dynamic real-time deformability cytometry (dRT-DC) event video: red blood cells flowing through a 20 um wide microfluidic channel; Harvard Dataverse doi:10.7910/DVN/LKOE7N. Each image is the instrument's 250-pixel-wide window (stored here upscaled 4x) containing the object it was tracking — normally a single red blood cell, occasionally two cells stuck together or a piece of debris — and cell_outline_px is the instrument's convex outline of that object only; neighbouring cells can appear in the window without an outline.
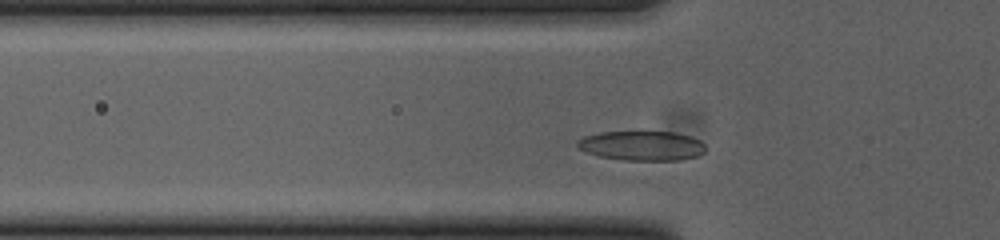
{"species": "common noctule bat (a hibernating species)", "species_latin": "Nyctalus noctula", "temperature_condition": "cold", "stored_images_in_passage": 34, "camera_frame_rate_fps": 3000, "um_per_image_px": 0.085, "animal": {"sex": "female", "body_mass_g": 23.0, "forearm_length_mm": 53.4}, "frame": {"image": 1, "passage_image": 7, "time_ms": 2.0, "image_size_px": [1000, 240], "cell_outline_px": [[704, 152], [696, 156], [680, 160], [624, 160], [600, 156], [576, 148], [576, 140], [584, 136], [600, 132], [676, 132], [700, 140], [704, 144]], "centroid_in_image_um": [54.52, 12.38], "position_along_channel_um": 71.3, "area_um2": 22.02}}
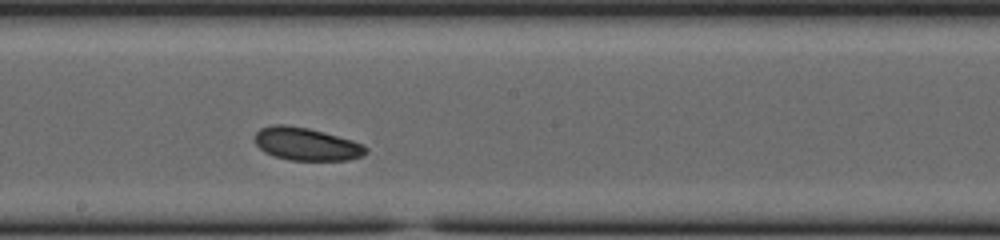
{"frame": {"image": 2, "passage_image": 19, "time_ms": 6.0, "image_size_px": [1000, 240], "cell_outline_px": [[368, 152], [364, 156], [348, 160], [288, 160], [264, 152], [256, 144], [256, 132], [260, 128], [272, 124], [284, 124], [308, 128], [352, 140], [364, 144], [368, 148]], "centroid_in_image_um": [26.07, 12.25], "position_along_channel_um": 222.1, "area_um2": 21.27}}
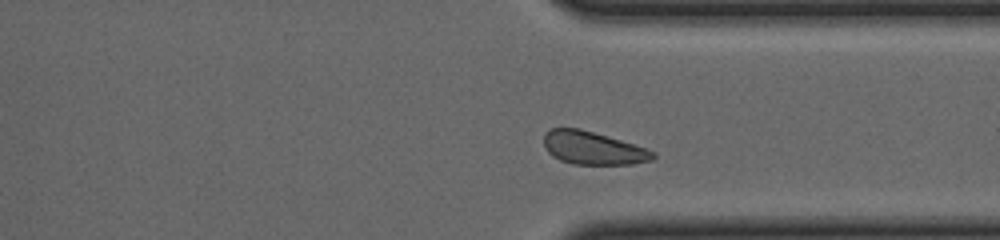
{"frame": {"image": 3, "passage_image": 30, "time_ms": 9.667, "image_size_px": [1000, 240], "cell_outline_px": [[656, 156], [652, 160], [632, 164], [572, 164], [560, 160], [552, 156], [544, 148], [544, 136], [552, 128], [580, 128], [620, 140], [656, 152]], "centroid_in_image_um": [50.38, 12.59], "position_along_channel_um": 361.0, "area_um2": 20.81}, "authors_computed_cell_mechanics": {"area_um2": 21.1837, "velocity_mm_per_s": 3.7781, "shape_relaxation_time_tau1_ms": 1.1401, "shape_relaxation_time_tau2_ms": 8.0844, "deformation_change_tau1": 0.0571, "deformation_change_tau2": 0.1728}}